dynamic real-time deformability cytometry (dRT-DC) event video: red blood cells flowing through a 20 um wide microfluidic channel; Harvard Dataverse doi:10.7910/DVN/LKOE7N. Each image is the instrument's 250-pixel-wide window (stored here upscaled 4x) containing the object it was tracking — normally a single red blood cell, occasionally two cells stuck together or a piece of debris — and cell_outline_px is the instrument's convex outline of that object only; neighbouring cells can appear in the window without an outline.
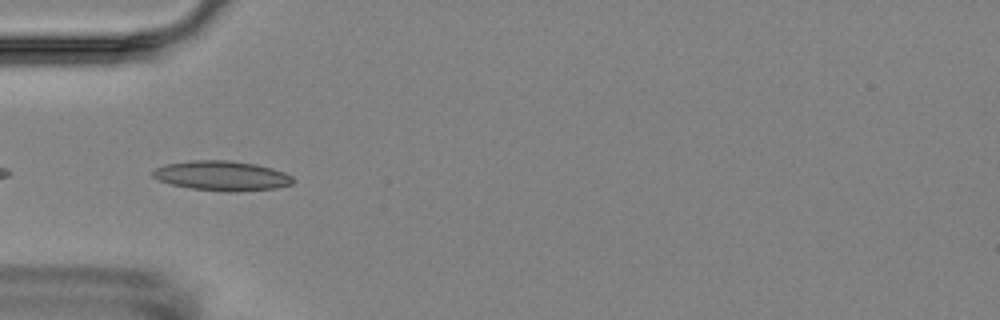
{"species": "Egyptian fruit bat (a non-hibernating species)", "species_latin": "Rousettus aegyptiacus", "temperature_condition": "room temperature", "stored_images_in_passage": 9, "camera_frame_rate_fps": 3000, "um_per_image_px": 0.085, "animal": {"sex": "female"}, "frame": {"image": 1, "passage_image": 3, "time_ms": 2.333, "image_size_px": [1000, 320], "cell_outline_px": [[296, 180], [292, 184], [276, 188], [236, 192], [224, 192], [192, 188], [172, 184], [160, 180], [152, 176], [152, 172], [156, 168], [164, 164], [192, 160], [228, 160], [256, 164], [272, 168], [284, 172], [292, 176]], "centroid_in_image_um": [18.89, 14.94], "position_along_channel_um": 66.1, "area_um2": 24.39}}
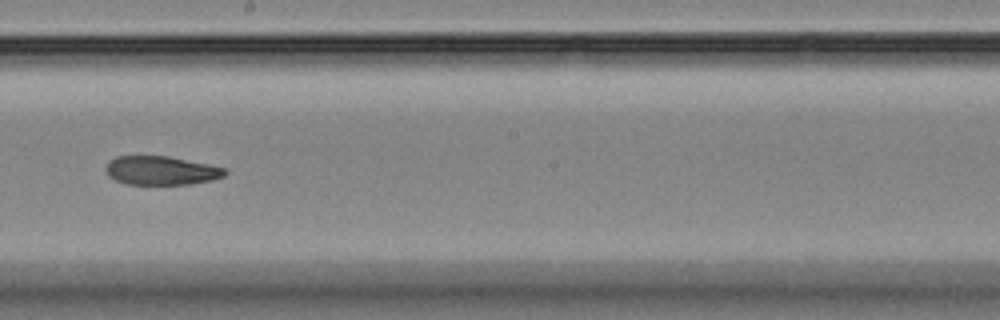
{"frame": {"image": 2, "passage_image": 7, "time_ms": 7.0, "image_size_px": [1000, 320], "cell_outline_px": [[228, 172], [224, 176], [212, 180], [192, 184], [128, 184], [116, 180], [108, 176], [104, 168], [108, 160], [116, 156], [168, 156], [208, 164], [224, 168]], "centroid_in_image_um": [13.67, 14.49], "position_along_channel_um": 234.5, "area_um2": 20.06}}
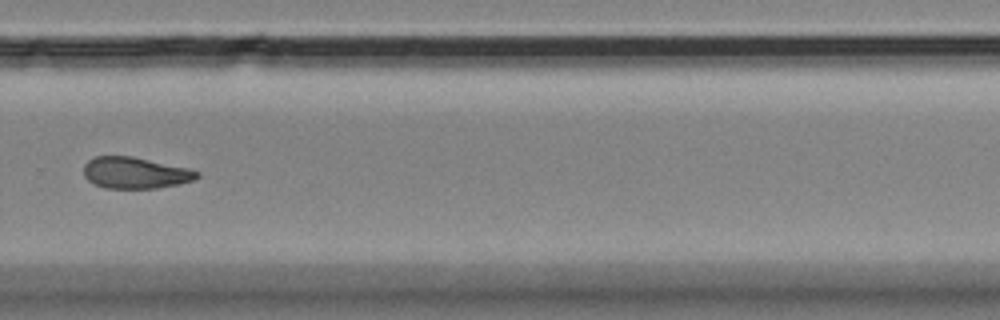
{"frame": {"image": 3, "passage_image": 9, "time_ms": 9.333, "image_size_px": [1000, 320], "cell_outline_px": [[200, 176], [196, 180], [180, 184], [156, 188], [104, 188], [92, 184], [84, 176], [84, 164], [88, 160], [96, 156], [132, 156], [188, 168], [200, 172]], "centroid_in_image_um": [11.5, 14.7], "position_along_channel_um": 318.3, "area_um2": 20.92}}